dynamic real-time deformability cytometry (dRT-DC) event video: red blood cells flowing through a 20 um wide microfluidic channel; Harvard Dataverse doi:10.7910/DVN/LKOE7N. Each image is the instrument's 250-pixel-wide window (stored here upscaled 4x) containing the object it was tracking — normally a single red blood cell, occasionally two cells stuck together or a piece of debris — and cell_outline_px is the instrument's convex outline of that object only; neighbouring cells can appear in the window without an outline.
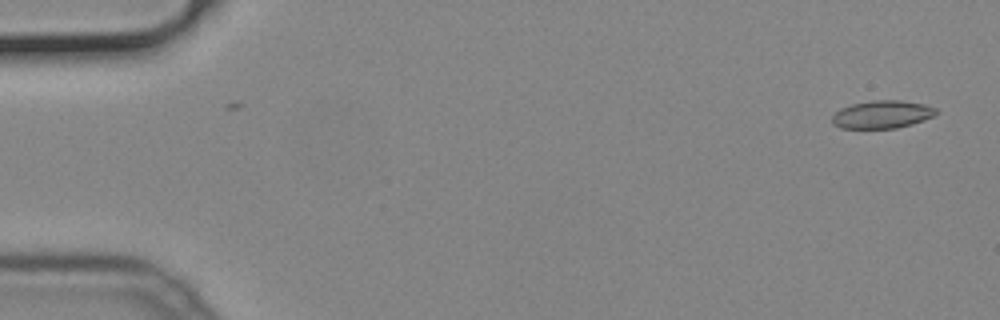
{"species": "common noctule bat (a hibernating species)", "species_latin": "Nyctalus noctula", "temperature_condition": "cold", "stored_images_in_passage": 2, "camera_frame_rate_fps": 3000, "um_per_image_px": 0.085, "animal": {"sex": "male", "body_mass_g": 19.2, "forearm_length_mm": 51.8}, "frame": {"image": 1, "passage_image": 1, "time_ms": 0.0, "image_size_px": [1000, 320], "cell_outline_px": [[940, 112], [936, 116], [912, 124], [896, 128], [840, 128], [832, 124], [832, 116], [840, 108], [852, 104], [872, 100], [900, 100], [924, 104], [936, 108]], "centroid_in_image_um": [75.01, 9.72], "position_along_channel_um": 10.0, "area_um2": 17.05}}